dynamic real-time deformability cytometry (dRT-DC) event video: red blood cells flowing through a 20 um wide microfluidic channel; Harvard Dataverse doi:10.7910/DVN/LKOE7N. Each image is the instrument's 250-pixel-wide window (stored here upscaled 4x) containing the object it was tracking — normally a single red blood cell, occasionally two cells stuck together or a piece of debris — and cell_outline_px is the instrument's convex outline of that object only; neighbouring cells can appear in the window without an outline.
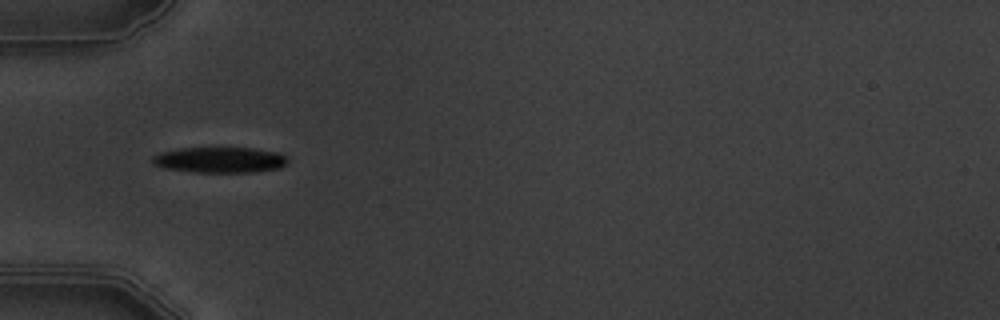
{"species": "common noctule bat (a hibernating species)", "species_latin": "Nyctalus noctula", "temperature_condition": "warm", "stored_images_in_passage": 10, "camera_frame_rate_fps": 3000, "um_per_image_px": 0.085, "animal": {"sex": "male", "body_mass_g": 19.5, "forearm_length_mm": 54.6}, "frame": {"image": 1, "passage_image": 6, "time_ms": 5.667, "image_size_px": [1000, 320], "cell_outline_px": [[288, 164], [280, 168], [252, 172], [192, 172], [164, 168], [156, 164], [152, 160], [152, 156], [164, 152], [180, 148], [252, 148], [276, 152], [288, 156]], "centroid_in_image_um": [18.75, 13.59], "position_along_channel_um": 66.3, "area_um2": 20.17}}